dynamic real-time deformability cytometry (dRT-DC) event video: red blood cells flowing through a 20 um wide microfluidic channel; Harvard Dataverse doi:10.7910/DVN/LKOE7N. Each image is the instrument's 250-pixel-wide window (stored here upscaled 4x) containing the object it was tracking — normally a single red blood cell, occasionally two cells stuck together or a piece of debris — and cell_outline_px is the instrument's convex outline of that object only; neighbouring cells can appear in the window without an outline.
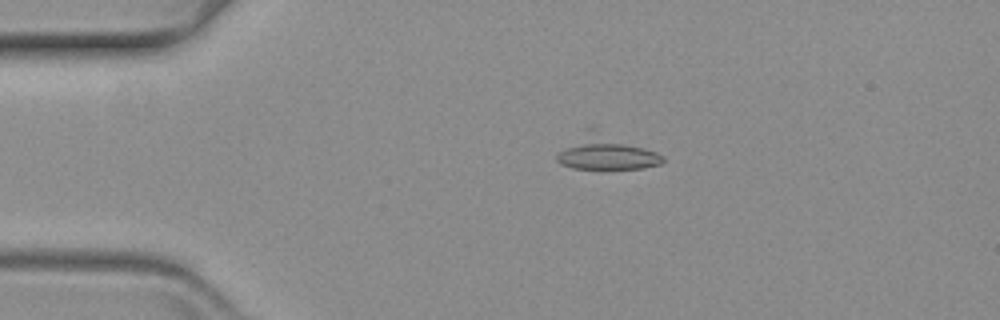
{"species": "common noctule bat (a hibernating species)", "species_latin": "Nyctalus noctula", "temperature_condition": "warm", "stored_images_in_passage": 52, "camera_frame_rate_fps": 3000, "um_per_image_px": 0.085, "animal": {"sex": "female", "body_mass_g": 19.3, "forearm_length_mm": 54.1}, "frame": {"image": 1, "passage_image": 13, "time_ms": 4.0, "image_size_px": [1000, 320], "cell_outline_px": [[664, 160], [660, 164], [644, 168], [572, 168], [560, 164], [556, 160], [556, 156], [588, 124], [656, 152], [664, 156]], "centroid_in_image_um": [51.49, 12.91], "position_along_channel_um": 33.5, "area_um2": 21.27}}
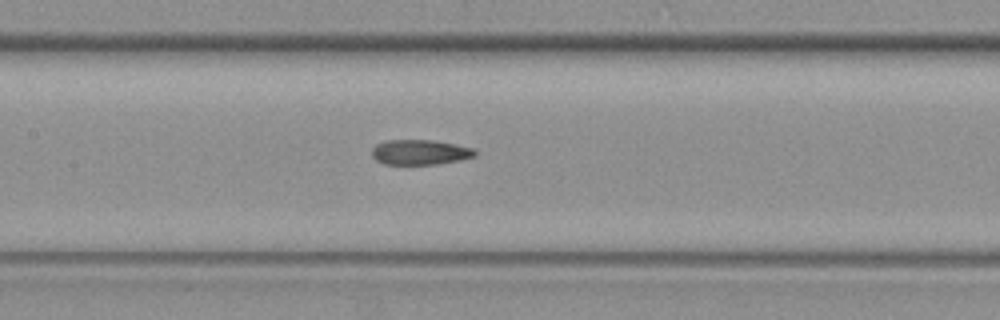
{"frame": {"image": 2, "passage_image": 29, "time_ms": 9.333, "image_size_px": [1000, 320], "cell_outline_px": [[476, 156], [460, 160], [436, 164], [384, 164], [376, 160], [372, 156], [372, 148], [376, 144], [388, 140], [432, 140], [472, 148], [476, 152]], "centroid_in_image_um": [35.67, 12.94], "position_along_channel_um": 171.7, "area_um2": 14.91}}
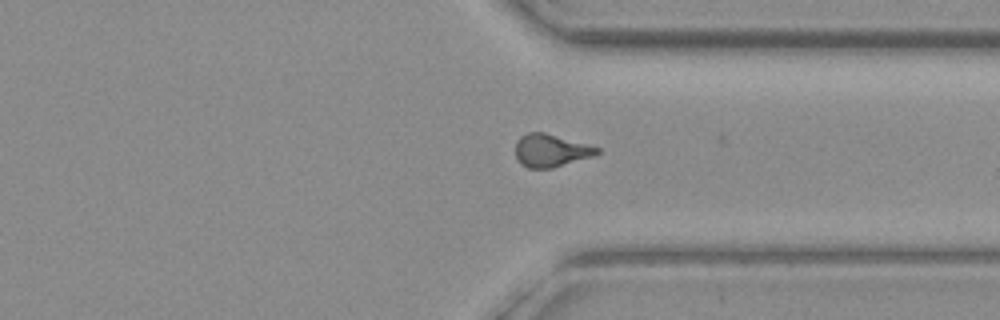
{"frame": {"image": 3, "passage_image": 46, "time_ms": 15.0, "image_size_px": [1000, 320], "cell_outline_px": [[600, 152], [592, 156], [552, 168], [528, 168], [520, 164], [516, 156], [516, 140], [520, 136], [528, 132], [544, 132], [600, 148]], "centroid_in_image_um": [46.78, 12.79], "position_along_channel_um": 364.6, "area_um2": 15.43}}